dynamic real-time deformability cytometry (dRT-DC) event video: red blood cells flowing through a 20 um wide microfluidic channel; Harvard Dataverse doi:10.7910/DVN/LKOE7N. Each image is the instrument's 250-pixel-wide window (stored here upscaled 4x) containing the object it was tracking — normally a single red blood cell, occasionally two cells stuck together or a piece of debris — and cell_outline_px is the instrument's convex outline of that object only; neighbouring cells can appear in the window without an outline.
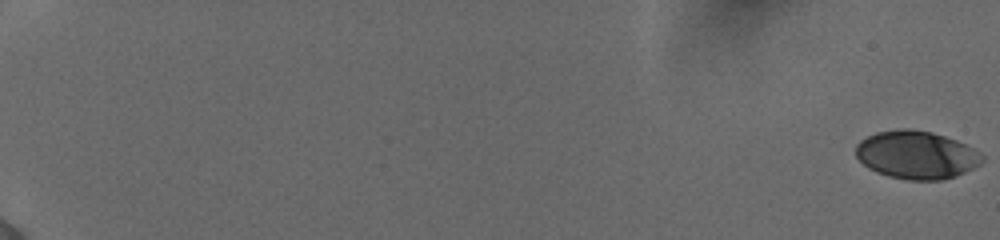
{"species": "human", "species_latin": "Homo sapiens", "temperature_condition": "cold", "stored_images_in_passage": 57, "camera_frame_rate_fps": 3000, "um_per_image_px": 0.085, "donor": {"sex": "female"}, "frame": {"image": 1, "passage_image": 1, "time_ms": 0.0, "image_size_px": [1000, 240], "cell_outline_px": [[984, 160], [980, 164], [956, 176], [944, 180], [908, 180], [888, 176], [876, 172], [868, 168], [856, 156], [856, 144], [860, 140], [876, 132], [900, 128], [908, 128], [932, 132], [956, 140], [980, 152], [984, 156]], "centroid_in_image_um": [77.89, 13.16], "position_along_channel_um": 7.1, "area_um2": 35.43}}
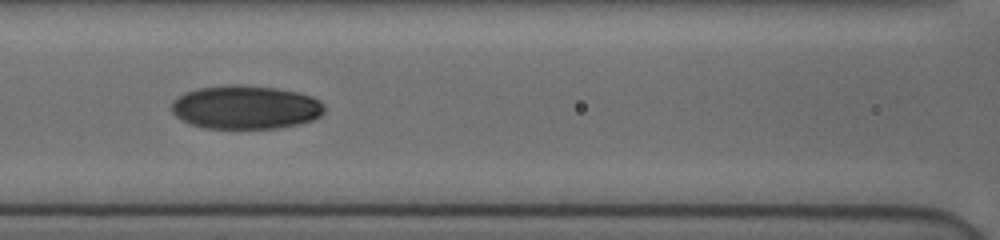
{"frame": {"image": 2, "passage_image": 30, "time_ms": 9.667, "image_size_px": [1000, 240], "cell_outline_px": [[324, 112], [320, 116], [312, 120], [300, 124], [276, 128], [204, 128], [192, 124], [176, 116], [172, 112], [172, 100], [184, 92], [196, 88], [228, 84], [244, 84], [276, 88], [300, 92], [312, 96], [320, 100], [324, 104]], "centroid_in_image_um": [20.89, 9.1], "position_along_channel_um": 145.7, "area_um2": 39.25}}
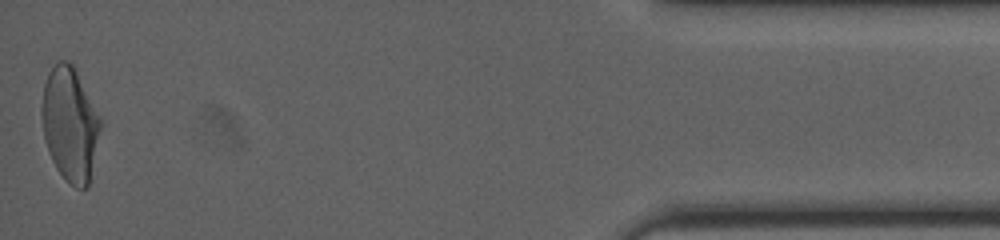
{"frame": {"image": 3, "passage_image": 57, "time_ms": 18.667, "image_size_px": [1000, 240], "cell_outline_px": [[100, 128], [88, 188], [76, 188], [56, 168], [48, 152], [44, 136], [40, 112], [40, 108], [44, 84], [48, 72], [60, 60], [68, 60], [72, 64], [100, 116]], "centroid_in_image_um": [5.92, 10.53], "position_along_channel_um": 429.3, "area_um2": 38.49}, "authors_computed_cell_mechanics": {"area_um2": 37.1076, "velocity_mm_per_s": 3.8829, "shape_relaxation_time_tau1_ms": 5.1712, "shape_relaxation_time_tau2_ms": 1.8222, "deformation_change_tau1": 0.1731, "deformation_change_tau2": 0.0504}}